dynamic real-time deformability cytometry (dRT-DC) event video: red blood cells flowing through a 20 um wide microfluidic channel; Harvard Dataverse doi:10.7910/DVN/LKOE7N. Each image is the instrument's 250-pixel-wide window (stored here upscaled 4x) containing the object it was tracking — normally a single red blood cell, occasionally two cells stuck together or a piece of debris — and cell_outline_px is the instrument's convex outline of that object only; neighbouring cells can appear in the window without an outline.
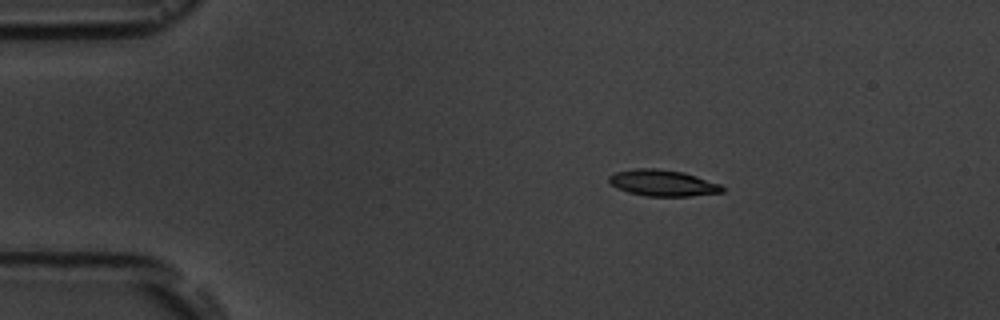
{"species": "common noctule bat (a hibernating species)", "species_latin": "Nyctalus noctula", "temperature_condition": "room temperature", "stored_images_in_passage": 5, "camera_frame_rate_fps": 3000, "um_per_image_px": 0.085, "animal": {"sex": "male", "body_mass_g": 19.5, "forearm_length_mm": 54.6}, "frame": {"image": 1, "passage_image": 2, "time_ms": 1.333, "image_size_px": [1000, 320], "cell_outline_px": [[724, 192], [692, 196], [644, 196], [628, 192], [616, 188], [608, 180], [608, 176], [616, 172], [636, 168], [656, 168], [684, 172], [720, 184], [724, 188]], "centroid_in_image_um": [56.33, 15.55], "position_along_channel_um": 28.7, "area_um2": 17.4}}
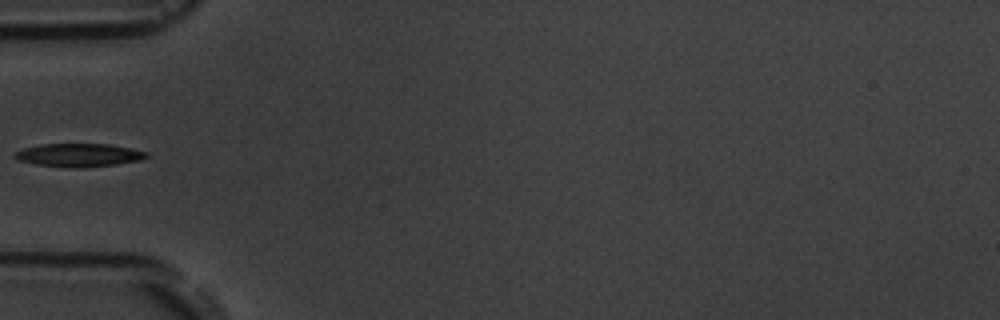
{"frame": {"image": 2, "passage_image": 4, "time_ms": 4.333, "image_size_px": [1000, 320], "cell_outline_px": [[148, 156], [140, 160], [116, 164], [80, 168], [36, 164], [20, 160], [12, 156], [12, 152], [24, 148], [40, 144], [108, 144], [132, 148], [148, 152]], "centroid_in_image_um": [6.7, 13.17], "position_along_channel_um": 78.3, "area_um2": 17.74}}
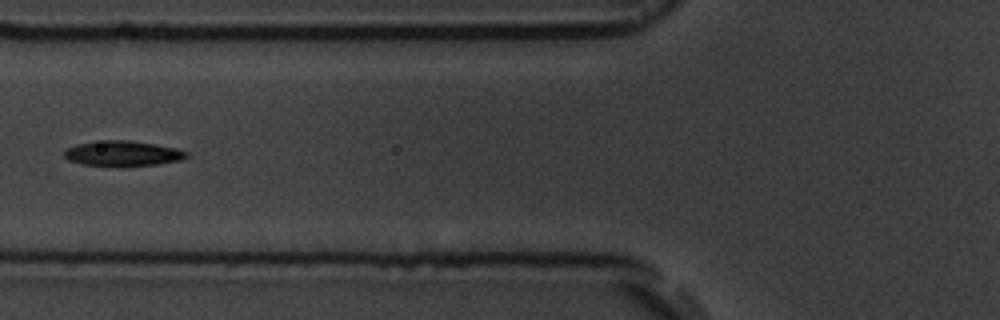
{"frame": {"image": 3, "passage_image": 5, "time_ms": 5.333, "image_size_px": [1000, 320], "cell_outline_px": [[188, 156], [180, 160], [156, 164], [84, 164], [68, 160], [64, 156], [64, 152], [68, 148], [76, 144], [104, 140], [128, 140], [176, 148], [188, 152]], "centroid_in_image_um": [10.43, 13.01], "position_along_channel_um": 115.4, "area_um2": 17.11}}